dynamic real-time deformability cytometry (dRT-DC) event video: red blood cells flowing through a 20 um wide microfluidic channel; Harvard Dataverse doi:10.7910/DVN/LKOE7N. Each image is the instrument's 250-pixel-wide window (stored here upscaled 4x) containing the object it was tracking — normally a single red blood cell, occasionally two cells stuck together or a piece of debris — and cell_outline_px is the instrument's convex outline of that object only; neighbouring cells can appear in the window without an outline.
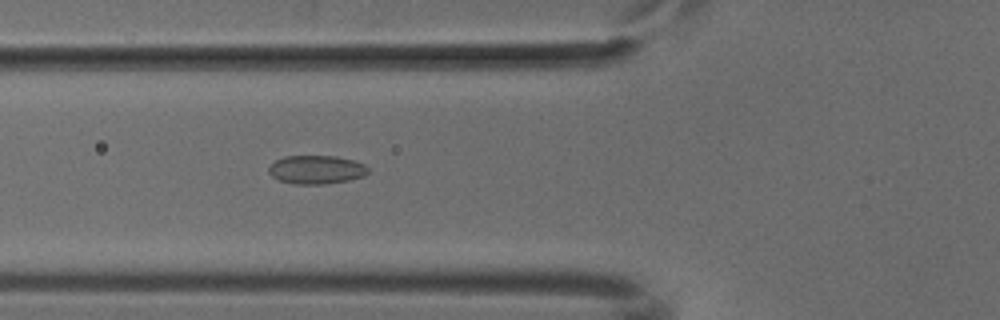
{"species": "common noctule bat (a hibernating species)", "species_latin": "Nyctalus noctula", "temperature_condition": "cold", "stored_images_in_passage": 51, "camera_frame_rate_fps": 3000, "um_per_image_px": 0.085, "animal": {"sex": "male", "body_mass_g": 18.8}, "frame": {"image": 1, "passage_image": 19, "time_ms": 6.0, "image_size_px": [1000, 320], "cell_outline_px": [[368, 172], [364, 176], [348, 180], [324, 184], [296, 184], [280, 180], [272, 176], [268, 172], [268, 168], [276, 160], [284, 156], [336, 156], [352, 160], [364, 164], [368, 168]], "centroid_in_image_um": [26.89, 14.42], "position_along_channel_um": 98.9, "area_um2": 16.42}}
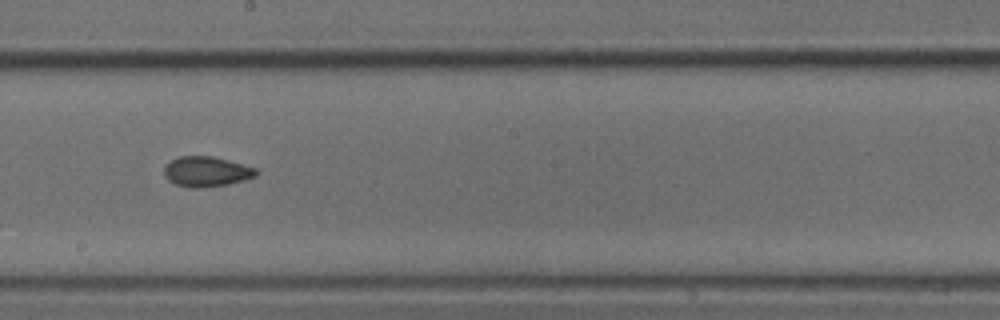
{"frame": {"image": 2, "passage_image": 29, "time_ms": 9.333, "image_size_px": [1000, 320], "cell_outline_px": [[256, 176], [244, 180], [228, 184], [200, 188], [192, 188], [176, 184], [168, 180], [164, 176], [164, 168], [172, 160], [180, 156], [212, 156], [256, 168]], "centroid_in_image_um": [17.53, 14.59], "position_along_channel_um": 230.7, "area_um2": 15.95}}
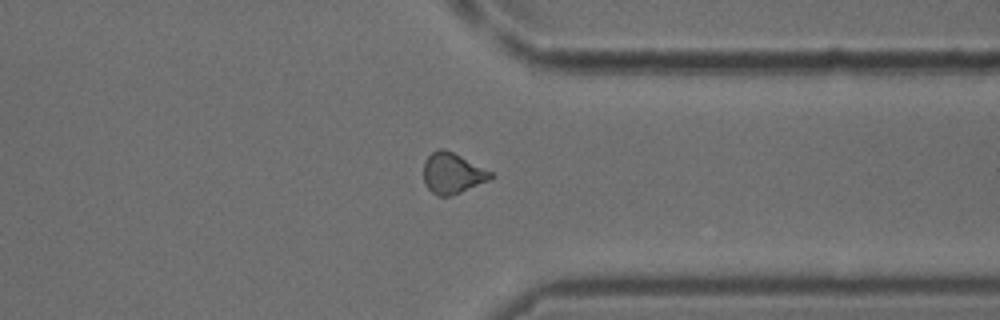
{"frame": {"image": 3, "passage_image": 40, "time_ms": 13.0, "image_size_px": [1000, 320], "cell_outline_px": [[496, 176], [488, 180], [452, 196], [436, 196], [424, 184], [424, 160], [432, 152], [440, 148], [444, 148], [492, 172]], "centroid_in_image_um": [38.43, 14.74], "position_along_channel_um": 373.0, "area_um2": 15.84}}